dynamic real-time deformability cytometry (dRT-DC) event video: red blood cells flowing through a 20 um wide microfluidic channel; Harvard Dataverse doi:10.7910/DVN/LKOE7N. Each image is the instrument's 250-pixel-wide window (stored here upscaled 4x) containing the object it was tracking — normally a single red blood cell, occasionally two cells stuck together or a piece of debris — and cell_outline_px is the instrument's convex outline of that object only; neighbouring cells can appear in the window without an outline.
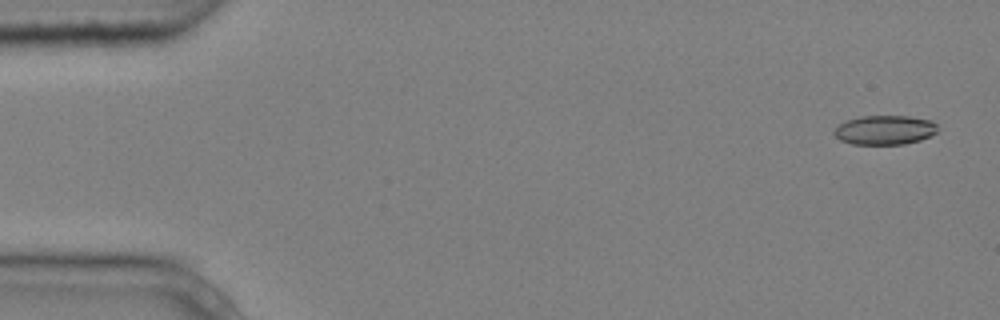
{"species": "common noctule bat (a hibernating species)", "species_latin": "Nyctalus noctula", "temperature_condition": "cold", "stored_images_in_passage": 3, "camera_frame_rate_fps": 3000, "um_per_image_px": 0.085, "animal": {"sex": "male", "body_mass_g": 20.4}, "frame": {"image": 1, "passage_image": 1, "time_ms": 0.0, "image_size_px": [1000, 320], "cell_outline_px": [[940, 128], [936, 132], [920, 140], [904, 144], [852, 144], [840, 140], [832, 132], [840, 124], [848, 120], [860, 116], [908, 116], [932, 120]], "centroid_in_image_um": [75.22, 11.04], "position_along_channel_um": 9.8, "area_um2": 17.63}}